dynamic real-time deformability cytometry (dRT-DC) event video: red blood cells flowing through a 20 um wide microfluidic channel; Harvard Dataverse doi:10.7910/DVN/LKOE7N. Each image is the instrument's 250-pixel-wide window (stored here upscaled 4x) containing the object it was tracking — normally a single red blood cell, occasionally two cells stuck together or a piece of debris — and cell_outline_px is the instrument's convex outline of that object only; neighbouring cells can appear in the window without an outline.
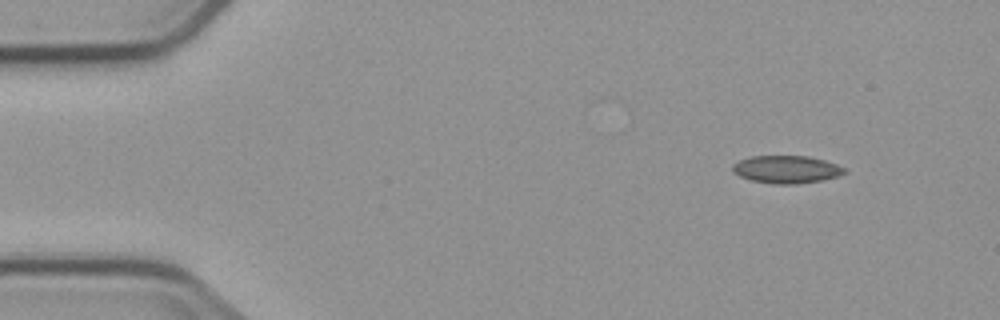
{"species": "common noctule bat (a hibernating species)", "species_latin": "Nyctalus noctula", "temperature_condition": "cold", "stored_images_in_passage": 5, "camera_frame_rate_fps": 3000, "um_per_image_px": 0.085, "animal": {"sex": "male", "body_mass_g": 23.1, "forearm_length_mm": 52.7}, "frame": {"image": 1, "passage_image": 1, "time_ms": 0.0, "image_size_px": [1000, 320], "cell_outline_px": [[848, 172], [824, 180], [796, 184], [772, 184], [752, 180], [740, 176], [732, 172], [732, 164], [740, 160], [752, 156], [808, 156], [824, 160], [836, 164], [844, 168]], "centroid_in_image_um": [66.84, 14.4], "position_along_channel_um": 18.2, "area_um2": 18.03}}
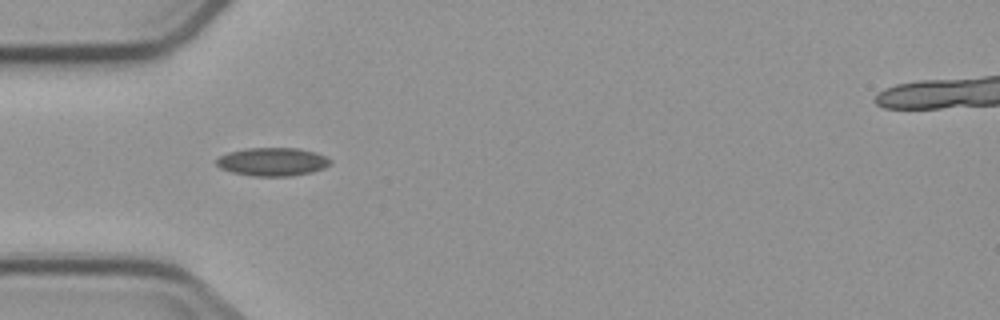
{"frame": {"image": 2, "passage_image": 4, "time_ms": 3.667, "image_size_px": [1000, 320], "cell_outline_px": [[332, 164], [324, 168], [312, 172], [292, 176], [252, 176], [232, 172], [220, 168], [216, 164], [216, 160], [220, 156], [228, 152], [248, 148], [296, 148], [316, 152], [332, 160]], "centroid_in_image_um": [23.18, 13.75], "position_along_channel_um": 61.8, "area_um2": 18.84}}
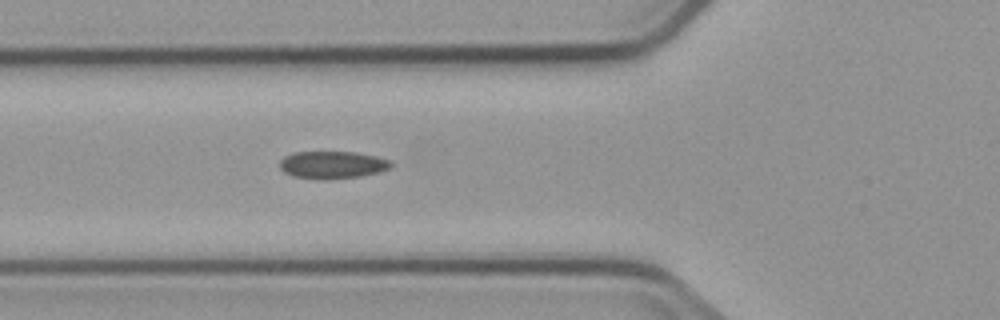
{"frame": {"image": 3, "passage_image": 5, "time_ms": 4.667, "image_size_px": [1000, 320], "cell_outline_px": [[392, 164], [388, 168], [380, 172], [360, 176], [324, 180], [292, 176], [284, 172], [280, 168], [280, 160], [284, 156], [296, 152], [356, 152], [376, 156], [388, 160]], "centroid_in_image_um": [28.22, 14.01], "position_along_channel_um": 97.6, "area_um2": 17.74}}